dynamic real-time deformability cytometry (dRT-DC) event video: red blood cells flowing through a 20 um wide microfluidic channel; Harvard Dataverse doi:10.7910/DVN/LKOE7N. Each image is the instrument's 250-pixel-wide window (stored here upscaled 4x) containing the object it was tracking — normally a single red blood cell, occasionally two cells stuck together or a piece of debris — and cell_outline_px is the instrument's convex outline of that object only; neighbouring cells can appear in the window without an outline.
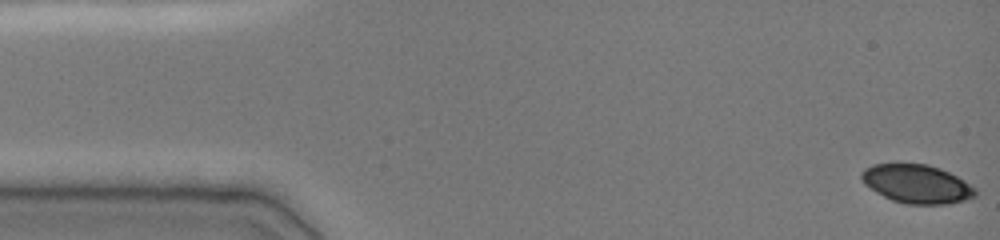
{"species": "common noctule bat (a hibernating species)", "species_latin": "Nyctalus noctula", "temperature_condition": "cold", "stored_images_in_passage": 71, "camera_frame_rate_fps": 3000, "um_per_image_px": 0.085, "animal": {"sex": "female", "body_mass_g": 19.0, "forearm_length_mm": 51.5}, "frame": {"image": 1, "passage_image": 1, "time_ms": 0.0, "image_size_px": [1000, 240], "cell_outline_px": [[976, 196], [964, 200], [948, 204], [904, 204], [892, 200], [876, 192], [864, 184], [860, 176], [860, 172], [864, 168], [872, 164], [896, 160], [928, 164], [940, 168], [964, 180], [976, 188]], "centroid_in_image_um": [77.87, 15.58], "position_along_channel_um": 7.1, "area_um2": 26.47}}
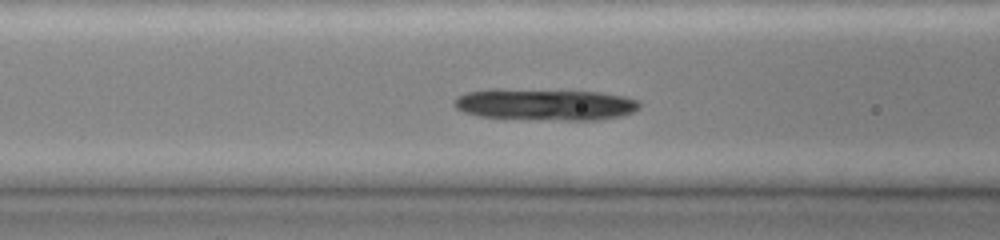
{"frame": {"image": 2, "passage_image": 27, "time_ms": 6.0, "image_size_px": [1000, 240], "cell_outline_px": [[640, 108], [624, 116], [596, 120], [564, 120], [480, 116], [464, 112], [456, 108], [452, 104], [456, 96], [468, 92], [488, 88], [496, 88], [600, 92], [624, 96], [636, 100], [640, 104]], "centroid_in_image_um": [46.32, 8.86], "position_along_channel_um": 120.3, "area_um2": 34.28}}
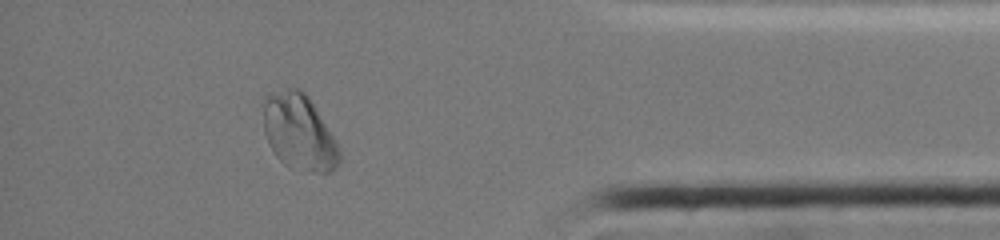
{"frame": {"image": 3, "passage_image": 61, "time_ms": 14.0, "image_size_px": [1000, 240], "cell_outline_px": [[340, 160], [328, 172], [312, 172], [288, 168], [272, 152], [264, 132], [264, 96], [272, 92], [288, 88], [300, 88], [308, 96], [336, 140], [340, 148]], "centroid_in_image_um": [25.4, 11.24], "position_along_channel_um": 409.8, "area_um2": 33.64}}